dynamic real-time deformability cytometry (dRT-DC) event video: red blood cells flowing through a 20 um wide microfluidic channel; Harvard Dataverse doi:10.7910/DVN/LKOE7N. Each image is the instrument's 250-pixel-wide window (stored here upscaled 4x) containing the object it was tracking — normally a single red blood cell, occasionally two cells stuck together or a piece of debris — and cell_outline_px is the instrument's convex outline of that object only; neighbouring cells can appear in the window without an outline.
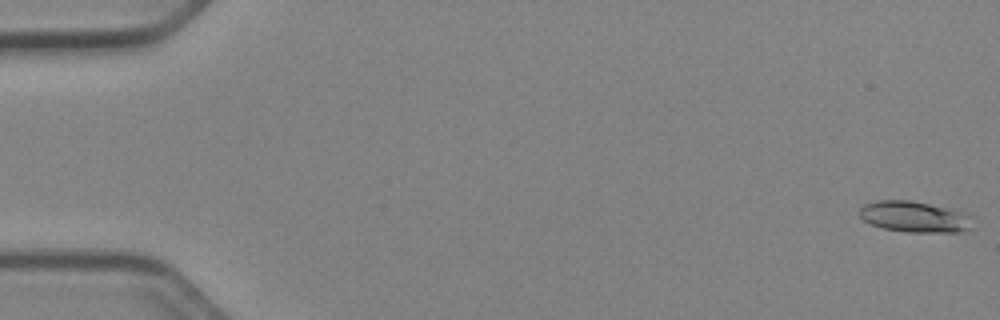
{"species": "Egyptian fruit bat (a non-hibernating species)", "species_latin": "Rousettus aegyptiacus", "temperature_condition": "cold", "stored_images_in_passage": 52, "camera_frame_rate_fps": 3000, "um_per_image_px": 0.085, "animal": {"sex": "female"}, "frame": {"image": 1, "passage_image": 1, "time_ms": 0.0, "image_size_px": [1000, 320], "cell_outline_px": [[968, 228], [964, 232], [908, 232], [884, 228], [872, 224], [864, 220], [860, 216], [860, 208], [864, 204], [876, 200], [908, 200], [928, 204], [952, 212]], "centroid_in_image_um": [77.41, 18.43], "position_along_channel_um": 7.6, "area_um2": 18.73}}
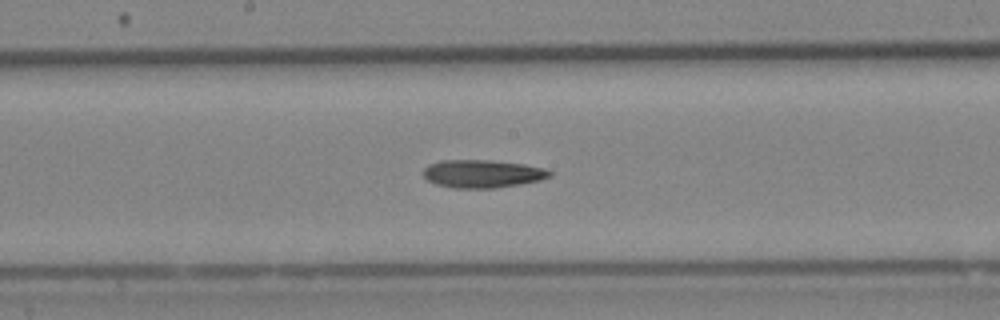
{"frame": {"image": 2, "passage_image": 28, "time_ms": 9.0, "image_size_px": [1000, 320], "cell_outline_px": [[552, 176], [540, 180], [520, 184], [496, 188], [452, 188], [436, 184], [428, 180], [424, 176], [424, 168], [428, 164], [440, 160], [488, 160], [524, 164], [544, 168], [552, 172]], "centroid_in_image_um": [41.0, 14.77], "position_along_channel_um": 207.2, "area_um2": 20.63}}
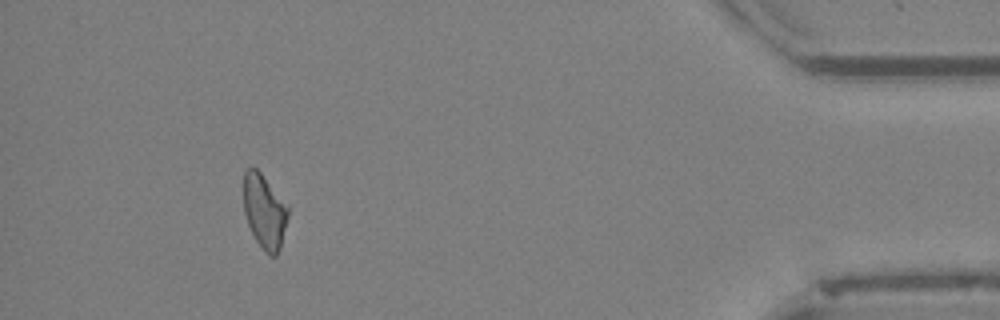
{"frame": {"image": 3, "passage_image": 48, "time_ms": 15.667, "image_size_px": [1000, 320], "cell_outline_px": [[288, 216], [280, 244], [276, 256], [268, 256], [264, 252], [256, 240], [248, 224], [244, 212], [244, 168], [256, 168], [260, 172], [288, 204]], "centroid_in_image_um": [22.47, 17.95], "position_along_channel_um": 412.7, "area_um2": 19.07}}